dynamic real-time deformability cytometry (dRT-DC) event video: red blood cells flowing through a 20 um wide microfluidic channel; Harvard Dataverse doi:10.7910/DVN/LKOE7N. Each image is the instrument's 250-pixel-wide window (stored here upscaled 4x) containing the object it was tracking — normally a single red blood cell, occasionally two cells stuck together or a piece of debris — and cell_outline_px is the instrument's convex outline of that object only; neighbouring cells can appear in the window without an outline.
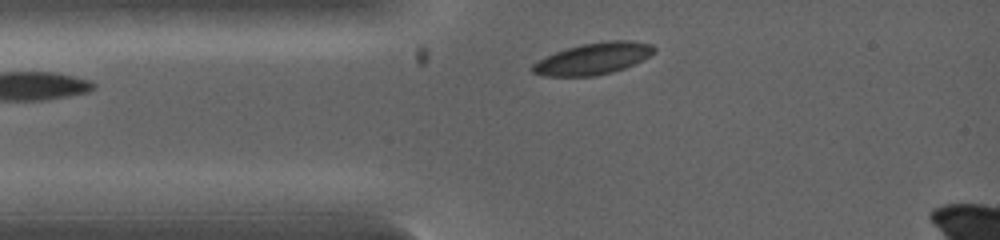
{"species": "common noctule bat (a hibernating species)", "species_latin": "Nyctalus noctula", "temperature_condition": "warm", "stored_images_in_passage": 33, "camera_frame_rate_fps": 5000, "um_per_image_px": 0.085, "animal": {"sex": "female", "body_mass_g": 19.0, "forearm_length_mm": 53.3}, "frame": {"image": 1, "passage_image": 1, "time_ms": 0.0, "image_size_px": [1000, 240], "cell_outline_px": [[656, 48], [648, 56], [624, 68], [612, 72], [596, 76], [548, 76], [532, 72], [532, 64], [556, 52], [568, 48], [584, 44], [608, 40], [628, 40], [652, 44]], "centroid_in_image_um": [50.43, 4.98], "position_along_channel_um": 34.6, "area_um2": 21.91}}
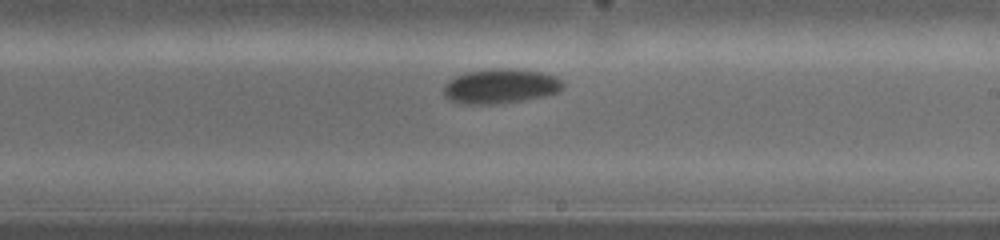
{"frame": {"image": 2, "passage_image": 20, "time_ms": 4.0, "image_size_px": [1000, 240], "cell_outline_px": [[564, 84], [556, 92], [540, 96], [520, 100], [496, 104], [460, 104], [448, 100], [444, 92], [444, 88], [456, 76], [468, 72], [500, 68], [508, 68], [540, 72], [552, 76], [560, 80]], "centroid_in_image_um": [42.5, 7.33], "position_along_channel_um": 246.5, "area_um2": 23.35}}
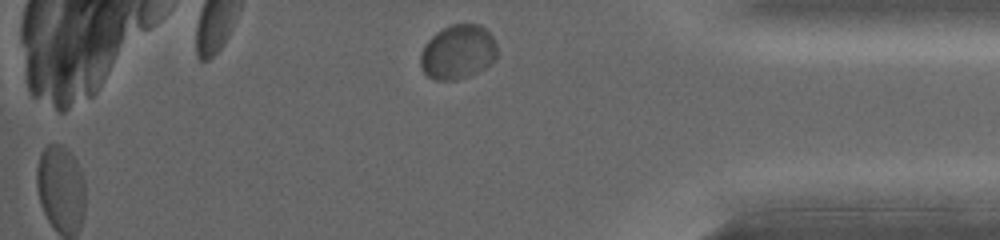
{"frame": {"image": 3, "passage_image": 33, "time_ms": 7.0, "image_size_px": [1000, 240], "cell_outline_px": [[496, 60], [484, 68], [468, 76], [452, 80], [432, 80], [424, 72], [420, 64], [420, 52], [424, 44], [436, 32], [452, 24], [480, 24], [492, 36], [496, 44]], "centroid_in_image_um": [38.9, 4.42], "position_along_channel_um": 396.3, "area_um2": 24.28}}